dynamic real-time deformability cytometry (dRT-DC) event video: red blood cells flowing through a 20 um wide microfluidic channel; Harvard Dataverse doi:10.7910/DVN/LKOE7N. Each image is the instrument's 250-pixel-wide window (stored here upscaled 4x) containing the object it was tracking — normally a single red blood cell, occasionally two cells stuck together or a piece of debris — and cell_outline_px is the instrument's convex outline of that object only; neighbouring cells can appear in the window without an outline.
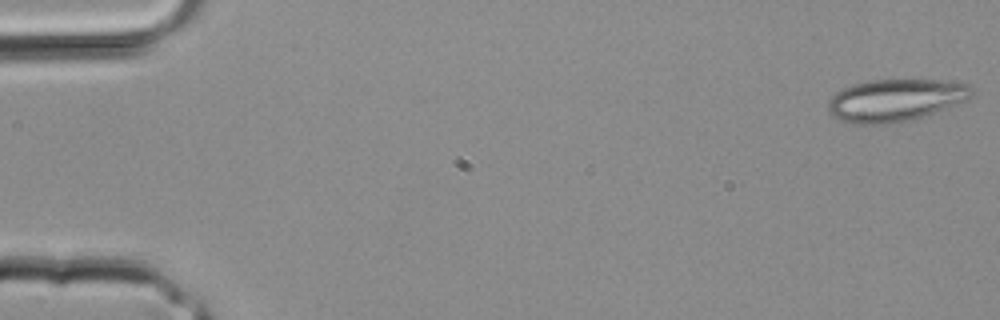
{"species": "common noctule bat (a hibernating species)", "species_latin": "Nyctalus noctula", "temperature_condition": "room temperature", "stored_images_in_passage": 4, "camera_frame_rate_fps": 3000, "um_per_image_px": 0.085, "animal": {"sex": "male", "body_mass_g": 20.4}, "frame": {"image": 1, "passage_image": 1, "time_ms": 0.0, "image_size_px": [1000, 320], "cell_outline_px": [[972, 96], [968, 100], [912, 120], [888, 124], [852, 124], [840, 120], [832, 116], [828, 112], [828, 100], [840, 88], [852, 84], [872, 80], [940, 80], [968, 84], [972, 88]], "centroid_in_image_um": [76.07, 8.52], "position_along_channel_um": 8.9, "area_um2": 35.6}}